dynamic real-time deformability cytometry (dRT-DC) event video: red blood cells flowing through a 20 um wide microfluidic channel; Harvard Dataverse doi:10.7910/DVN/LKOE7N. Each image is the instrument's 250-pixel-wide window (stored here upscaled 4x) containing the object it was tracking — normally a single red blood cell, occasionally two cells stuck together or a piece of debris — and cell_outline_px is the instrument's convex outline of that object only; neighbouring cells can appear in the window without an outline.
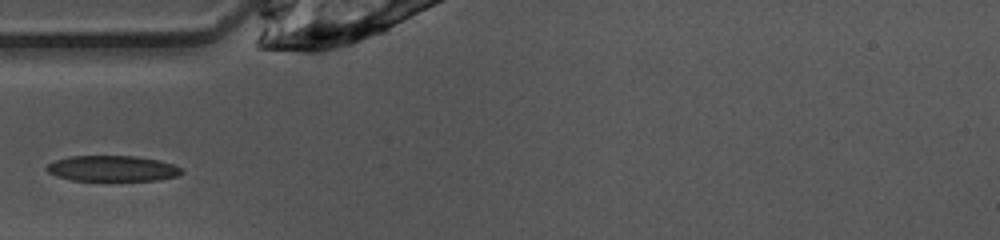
{"species": "common noctule bat (a hibernating species)", "species_latin": "Nyctalus noctula", "temperature_condition": "warm", "stored_images_in_passage": 24, "camera_frame_rate_fps": 3000, "um_per_image_px": 0.085, "animal": {"sex": "female", "body_mass_g": 10.0, "forearm_length_mm": 53.1}, "frame": {"image": 1, "passage_image": 1, "time_ms": 0.0, "image_size_px": [1000, 240], "cell_outline_px": [[184, 172], [176, 176], [156, 180], [72, 180], [48, 172], [44, 168], [48, 164], [56, 160], [72, 156], [136, 156], [160, 160], [184, 168]], "centroid_in_image_um": [9.6, 14.31], "position_along_channel_um": 75.4, "area_um2": 20.06}}